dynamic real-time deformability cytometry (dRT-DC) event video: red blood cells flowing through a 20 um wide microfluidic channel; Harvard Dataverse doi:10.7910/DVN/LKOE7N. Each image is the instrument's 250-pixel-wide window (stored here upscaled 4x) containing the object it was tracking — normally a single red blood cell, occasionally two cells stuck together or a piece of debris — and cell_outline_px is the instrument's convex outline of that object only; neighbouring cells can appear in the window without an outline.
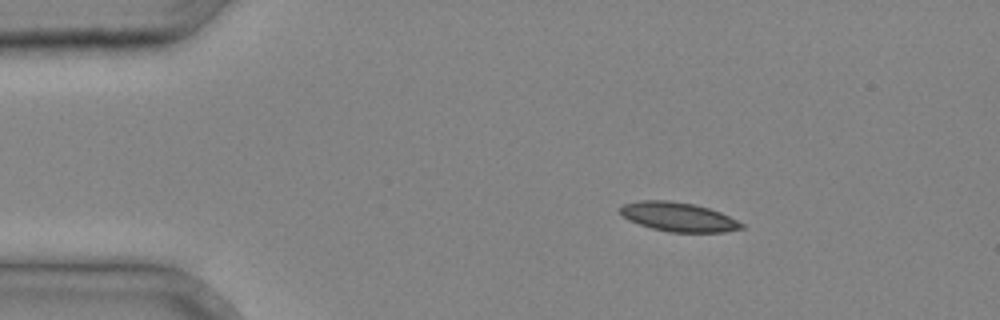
{"species": "common noctule bat (a hibernating species)", "species_latin": "Nyctalus noctula", "temperature_condition": "cold", "stored_images_in_passage": 36, "camera_frame_rate_fps": 3000, "um_per_image_px": 0.085, "animal": {"sex": "male", "body_mass_g": 20.4}, "frame": {"image": 1, "passage_image": 6, "time_ms": 1.667, "image_size_px": [1000, 320], "cell_outline_px": [[744, 228], [724, 232], [668, 232], [652, 228], [628, 220], [620, 212], [620, 208], [624, 204], [640, 200], [668, 200], [696, 204], [720, 212], [744, 224]], "centroid_in_image_um": [57.66, 18.43], "position_along_channel_um": 27.3, "area_um2": 20.52}}
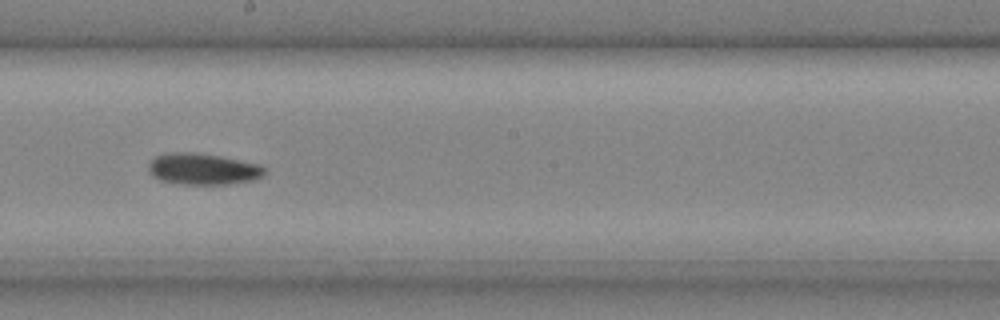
{"frame": {"image": 2, "passage_image": 21, "time_ms": 6.667, "image_size_px": [1000, 320], "cell_outline_px": [[268, 168], [260, 176], [252, 180], [224, 184], [184, 184], [160, 180], [148, 168], [148, 164], [156, 156], [172, 152], [196, 152], [220, 156], [260, 164]], "centroid_in_image_um": [17.27, 14.35], "position_along_channel_um": 230.9, "area_um2": 20.92}}
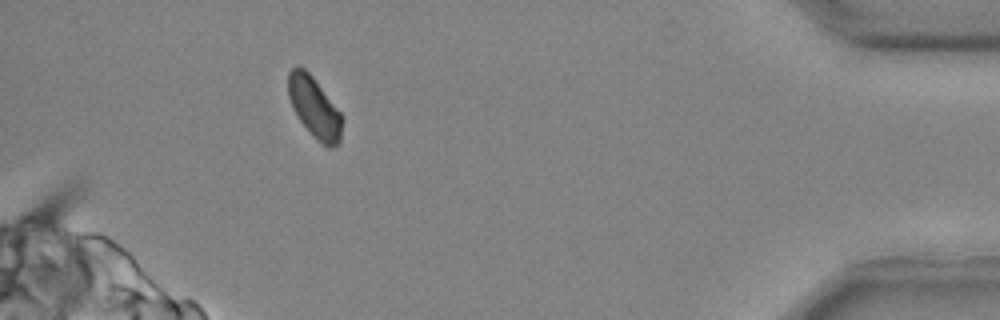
{"frame": {"image": 3, "passage_image": 34, "time_ms": 11.0, "image_size_px": [1000, 320], "cell_outline_px": [[344, 120], [340, 140], [332, 148], [328, 148], [316, 140], [312, 136], [300, 120], [288, 96], [288, 72], [296, 64], [304, 68], [312, 76], [340, 112]], "centroid_in_image_um": [26.73, 9.14], "position_along_channel_um": 408.5, "area_um2": 19.02}}